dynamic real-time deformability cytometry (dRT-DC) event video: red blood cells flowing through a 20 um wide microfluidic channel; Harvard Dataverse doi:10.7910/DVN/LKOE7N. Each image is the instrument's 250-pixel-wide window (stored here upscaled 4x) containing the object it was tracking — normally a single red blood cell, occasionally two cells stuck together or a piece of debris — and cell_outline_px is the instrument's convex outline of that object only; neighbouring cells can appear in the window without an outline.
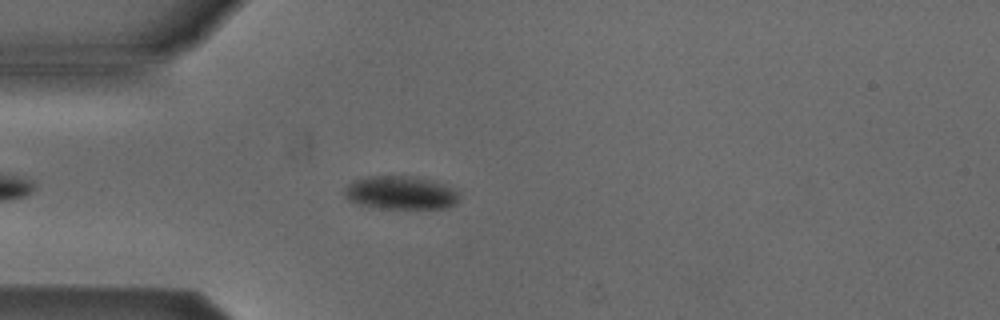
{"species": "Egyptian fruit bat (a non-hibernating species)", "species_latin": "Rousettus aegyptiacus", "temperature_condition": "cold", "stored_images_in_passage": 43, "camera_frame_rate_fps": 3000, "um_per_image_px": 0.085, "animal": {"sex": "male"}, "frame": {"image": 1, "passage_image": 7, "time_ms": 2.0, "image_size_px": [1000, 320], "cell_outline_px": [[460, 200], [456, 204], [448, 208], [372, 208], [348, 200], [344, 196], [344, 188], [352, 180], [368, 176], [416, 176], [432, 180], [456, 188], [460, 192]], "centroid_in_image_um": [34.09, 16.38], "position_along_channel_um": 50.9, "area_um2": 22.83}}
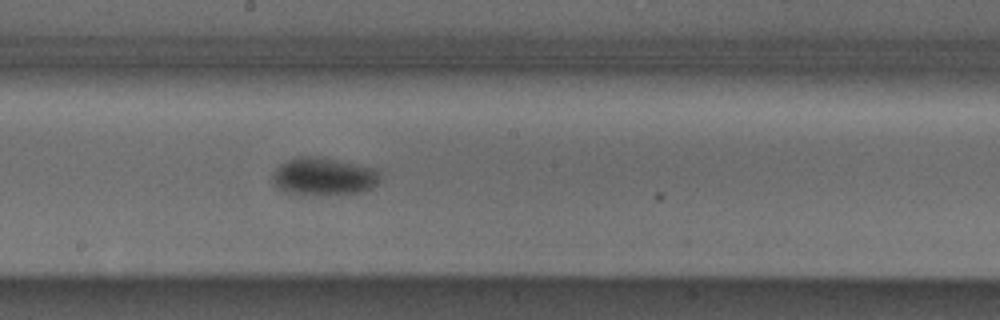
{"frame": {"image": 2, "passage_image": 21, "time_ms": 6.667, "image_size_px": [1000, 320], "cell_outline_px": [[376, 184], [372, 188], [360, 192], [316, 196], [296, 196], [276, 188], [272, 184], [272, 172], [280, 164], [288, 160], [300, 156], [320, 156], [372, 168], [376, 172]], "centroid_in_image_um": [27.37, 15.03], "position_along_channel_um": 220.8, "area_um2": 23.87}}
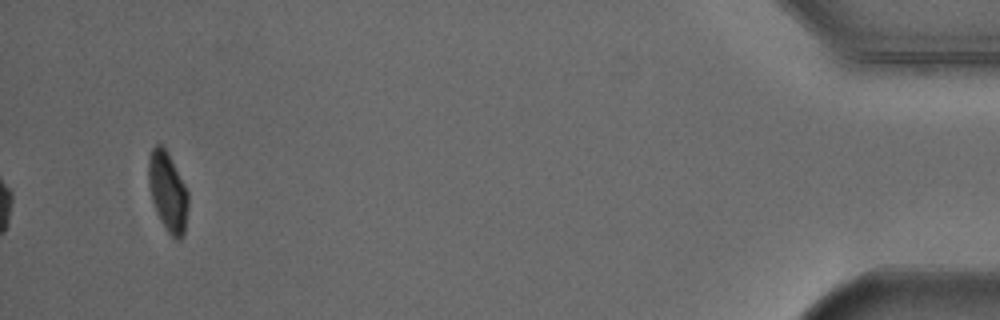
{"frame": {"image": 3, "passage_image": 43, "time_ms": 14.0, "image_size_px": [1000, 320], "cell_outline_px": [[188, 208], [184, 236], [180, 240], [176, 240], [168, 232], [160, 220], [152, 200], [148, 184], [148, 160], [152, 148], [156, 144], [160, 144], [168, 152], [188, 192]], "centroid_in_image_um": [14.26, 16.31], "position_along_channel_um": 420.9, "area_um2": 18.38}, "authors_computed_cell_mechanics": {"area_um2": 22.0218, "velocity_mm_per_s": 3.8647, "shape_relaxation_time_tau1_ms": 3.1344, "shape_relaxation_time_tau2_ms": null, "deformation_change_tau1": 0.0514, "deformation_change_tau2": null}}